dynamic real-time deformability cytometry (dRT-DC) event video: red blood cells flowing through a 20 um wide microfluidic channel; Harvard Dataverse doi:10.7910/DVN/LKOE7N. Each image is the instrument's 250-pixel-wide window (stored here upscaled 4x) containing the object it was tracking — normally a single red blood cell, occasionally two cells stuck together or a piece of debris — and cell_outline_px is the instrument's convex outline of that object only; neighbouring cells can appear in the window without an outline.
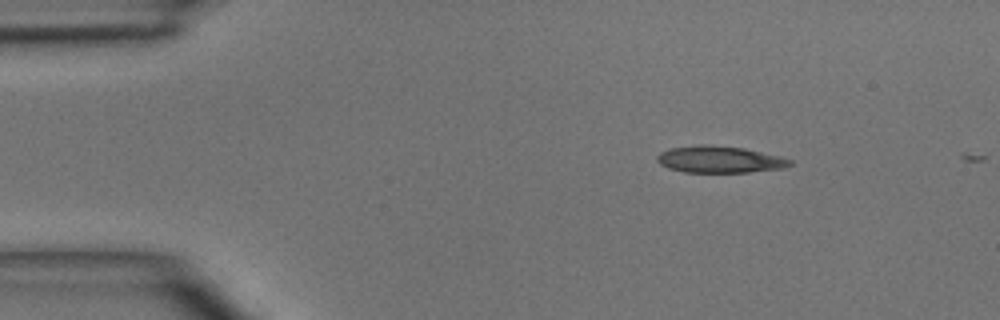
{"species": "common noctule bat (a hibernating species)", "species_latin": "Nyctalus noctula", "temperature_condition": "room temperature", "stored_images_in_passage": 2, "camera_frame_rate_fps": 3000, "um_per_image_px": 0.085, "animal": {"sex": "male", "body_mass_g": 15.6}, "frame": {"image": 1, "passage_image": 1, "time_ms": 0.0, "image_size_px": [1000, 320], "cell_outline_px": [[792, 164], [784, 168], [748, 172], [684, 172], [668, 168], [660, 164], [656, 160], [656, 156], [660, 152], [672, 148], [700, 144], [708, 144], [744, 148], [780, 156], [792, 160]], "centroid_in_image_um": [61.16, 13.55], "position_along_channel_um": 23.8, "area_um2": 20.75}}